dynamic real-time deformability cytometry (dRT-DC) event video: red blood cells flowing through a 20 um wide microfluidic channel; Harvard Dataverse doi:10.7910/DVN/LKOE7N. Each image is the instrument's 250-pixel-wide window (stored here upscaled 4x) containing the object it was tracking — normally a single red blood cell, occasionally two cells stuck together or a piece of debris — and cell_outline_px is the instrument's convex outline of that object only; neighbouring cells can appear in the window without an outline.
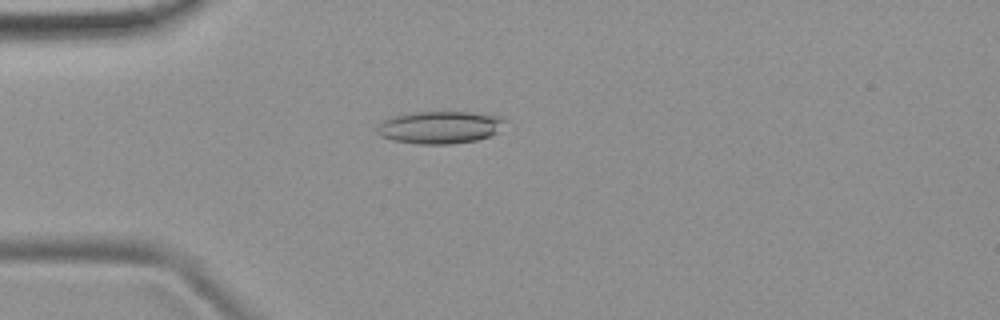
{"species": "common noctule bat (a hibernating species)", "species_latin": "Nyctalus noctula", "temperature_condition": "room temperature", "stored_images_in_passage": 49, "camera_frame_rate_fps": 3000, "um_per_image_px": 0.085, "animal": {"sex": "female", "body_mass_g": 19.9}, "frame": {"image": 1, "passage_image": 11, "time_ms": 3.333, "image_size_px": [1000, 320], "cell_outline_px": [[504, 120], [496, 132], [488, 136], [476, 140], [452, 144], [420, 144], [396, 140], [380, 136], [376, 132], [376, 128], [384, 120], [392, 116], [416, 112], [472, 112], [500, 116]], "centroid_in_image_um": [37.35, 10.82], "position_along_channel_um": 47.7, "area_um2": 23.81}}
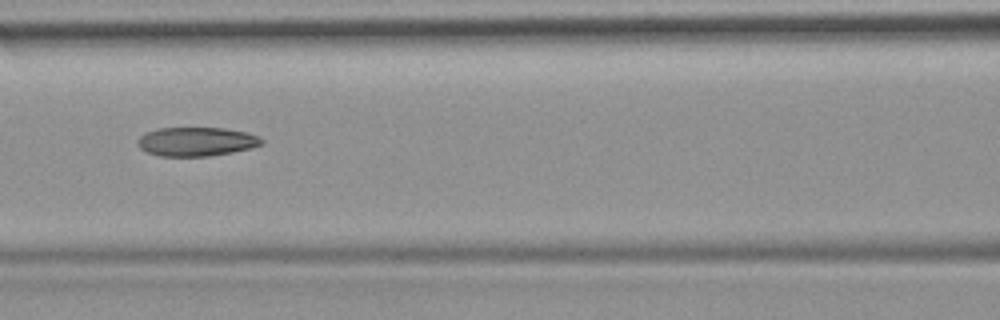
{"frame": {"image": 2, "passage_image": 20, "time_ms": 6.333, "image_size_px": [1000, 320], "cell_outline_px": [[264, 144], [252, 148], [232, 152], [208, 156], [160, 156], [148, 152], [140, 148], [140, 136], [144, 132], [160, 128], [224, 128], [248, 132], [260, 136], [264, 140]], "centroid_in_image_um": [16.77, 12.03], "position_along_channel_um": 149.8, "area_um2": 20.92}}
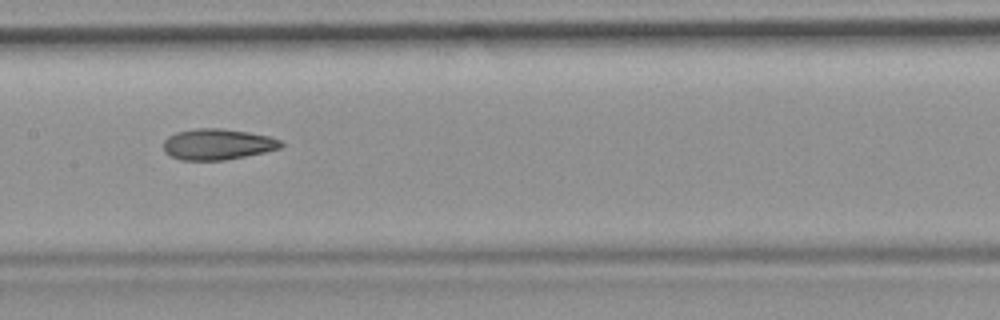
{"frame": {"image": 3, "passage_image": 23, "time_ms": 7.333, "image_size_px": [1000, 320], "cell_outline_px": [[284, 144], [280, 148], [264, 152], [224, 160], [180, 160], [164, 152], [164, 140], [168, 136], [176, 132], [196, 128], [220, 128], [248, 132], [268, 136], [280, 140]], "centroid_in_image_um": [18.47, 12.26], "position_along_channel_um": 188.9, "area_um2": 21.1}, "authors_computed_cell_mechanics": {"area_um2": 21.9062, "velocity_mm_per_s": 3.9173, "shape_relaxation_time_tau1_ms": null, "shape_relaxation_time_tau2_ms": 2.6757, "deformation_change_tau1": null, "deformation_change_tau2": 0.1136}}